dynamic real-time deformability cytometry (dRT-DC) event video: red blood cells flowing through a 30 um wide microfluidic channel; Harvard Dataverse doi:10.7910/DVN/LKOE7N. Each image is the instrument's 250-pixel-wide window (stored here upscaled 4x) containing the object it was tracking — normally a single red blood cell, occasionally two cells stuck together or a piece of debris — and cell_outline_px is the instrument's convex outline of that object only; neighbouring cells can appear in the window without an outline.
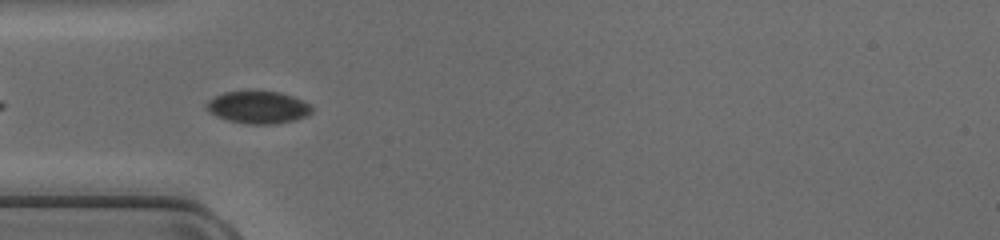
{"species": "common noctule bat (a hibernating species)", "species_latin": "Nyctalus noctula", "temperature_condition": "cold", "stored_images_in_passage": 23, "camera_frame_rate_fps": 3000, "um_per_image_px": 0.085, "animal": {"sex": "female", "body_mass_g": 17.0, "forearm_length_mm": 48.0}, "frame": {"image": 1, "passage_image": 4, "time_ms": 1.0, "image_size_px": [1000, 240], "cell_outline_px": [[312, 112], [308, 116], [296, 120], [276, 124], [248, 124], [228, 120], [216, 116], [208, 112], [204, 108], [204, 104], [208, 100], [224, 92], [280, 92], [292, 96], [312, 104]], "centroid_in_image_um": [21.95, 9.14], "position_along_channel_um": 63.1, "area_um2": 20.0}}